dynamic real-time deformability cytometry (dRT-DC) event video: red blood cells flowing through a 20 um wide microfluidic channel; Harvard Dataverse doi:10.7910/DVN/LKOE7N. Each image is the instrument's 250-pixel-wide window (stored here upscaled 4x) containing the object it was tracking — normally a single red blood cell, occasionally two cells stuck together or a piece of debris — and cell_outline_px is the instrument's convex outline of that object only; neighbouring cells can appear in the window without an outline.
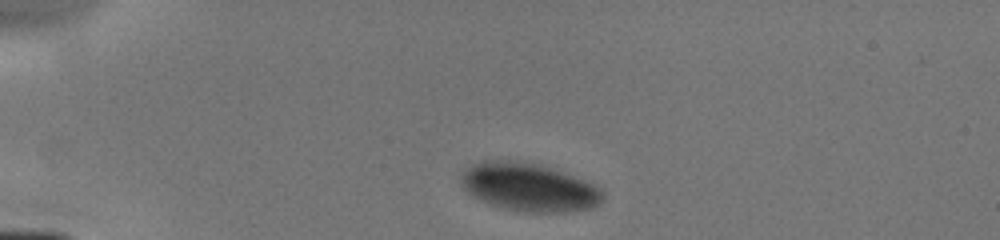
{"species": "human", "species_latin": "Homo sapiens", "temperature_condition": "cold", "stored_images_in_passage": 6, "camera_frame_rate_fps": 3000, "um_per_image_px": 0.085, "donor": {"sex": "male"}, "frame": {"image": 1, "passage_image": 1, "time_ms": 0.0, "image_size_px": [1000, 240], "cell_outline_px": [[604, 200], [600, 204], [592, 208], [560, 212], [532, 212], [500, 208], [480, 200], [472, 196], [460, 184], [460, 176], [472, 164], [484, 160], [516, 160], [536, 164], [564, 172], [596, 184], [604, 192]], "centroid_in_image_um": [44.98, 15.91], "position_along_channel_um": 40.0, "area_um2": 39.94}}